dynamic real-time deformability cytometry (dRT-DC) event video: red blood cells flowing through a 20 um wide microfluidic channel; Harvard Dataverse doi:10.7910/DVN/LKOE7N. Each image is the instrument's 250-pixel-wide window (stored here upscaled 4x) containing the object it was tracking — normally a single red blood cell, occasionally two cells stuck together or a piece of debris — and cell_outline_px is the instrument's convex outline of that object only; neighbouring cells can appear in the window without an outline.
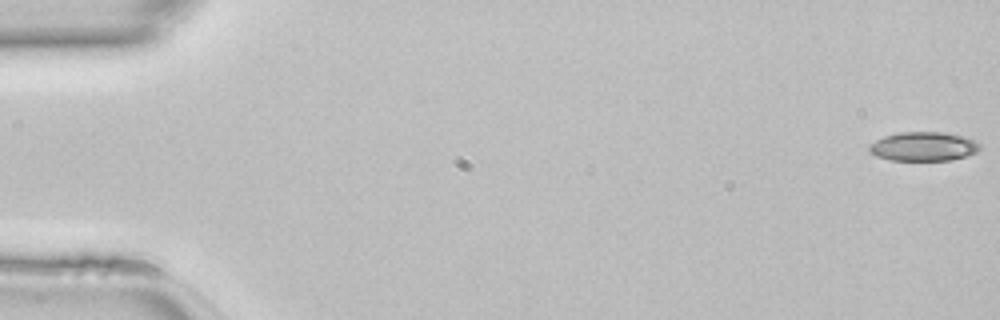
{"species": "common noctule bat (a hibernating species)", "species_latin": "Nyctalus noctula", "temperature_condition": "room temperature", "stored_images_in_passage": 9, "camera_frame_rate_fps": 3000, "um_per_image_px": 0.085, "animal": {"sex": "female", "body_mass_g": 22.7, "forearm_length_mm": 54.2}, "frame": {"image": 1, "passage_image": 1, "time_ms": 0.0, "image_size_px": [1000, 320], "cell_outline_px": [[980, 148], [976, 152], [964, 156], [948, 160], [888, 160], [876, 156], [868, 152], [868, 144], [884, 136], [900, 132], [944, 132], [960, 136], [972, 140], [980, 144]], "centroid_in_image_um": [78.41, 12.45], "position_along_channel_um": 6.6, "area_um2": 18.61}}